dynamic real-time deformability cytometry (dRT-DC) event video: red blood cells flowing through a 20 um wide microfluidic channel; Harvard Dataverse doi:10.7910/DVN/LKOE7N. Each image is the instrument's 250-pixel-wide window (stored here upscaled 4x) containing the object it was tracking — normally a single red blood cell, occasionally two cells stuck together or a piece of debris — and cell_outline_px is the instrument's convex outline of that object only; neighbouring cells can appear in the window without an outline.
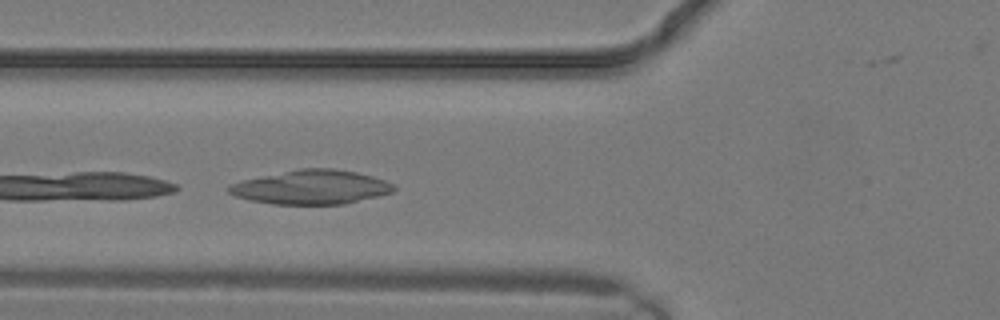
{"species": "common noctule bat (a hibernating species)", "species_latin": "Nyctalus noctula", "temperature_condition": "warm", "stored_images_in_passage": 4, "camera_frame_rate_fps": 3000, "um_per_image_px": 0.085, "animal": {"sex": "male", "body_mass_g": 19.2, "forearm_length_mm": 51.8}, "frame": {"image": 1, "passage_image": 3, "time_ms": 0.667, "image_size_px": [1000, 320], "cell_outline_px": [[396, 188], [392, 192], [344, 204], [272, 204], [252, 200], [236, 196], [228, 192], [228, 188], [232, 184], [244, 180], [300, 168], [332, 168], [356, 172], [372, 176], [384, 180], [392, 184]], "centroid_in_image_um": [26.48, 15.91], "position_along_channel_um": 99.3, "area_um2": 32.25}}